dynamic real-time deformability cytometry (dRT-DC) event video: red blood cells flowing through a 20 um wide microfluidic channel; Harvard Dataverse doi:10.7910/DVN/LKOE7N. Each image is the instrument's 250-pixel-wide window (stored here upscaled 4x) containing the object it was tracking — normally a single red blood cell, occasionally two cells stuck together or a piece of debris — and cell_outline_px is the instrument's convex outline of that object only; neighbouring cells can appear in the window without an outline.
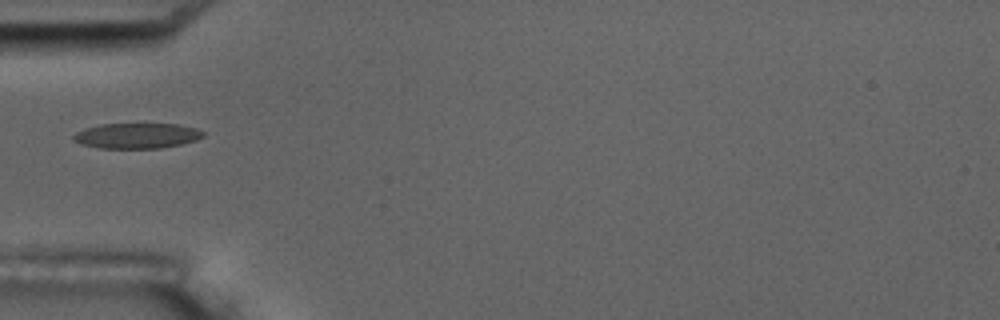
{"species": "common noctule bat (a hibernating species)", "species_latin": "Nyctalus noctula", "temperature_condition": "room temperature", "stored_images_in_passage": 1, "camera_frame_rate_fps": 3000, "um_per_image_px": 0.085, "animal": {"sex": "male", "body_mass_g": 17.5, "forearm_length_mm": 52.3}, "frame": {"image": 1, "passage_image": 1, "time_ms": 0.0, "image_size_px": [1000, 320], "cell_outline_px": [[204, 136], [196, 140], [180, 144], [160, 148], [100, 148], [80, 144], [72, 140], [72, 136], [76, 132], [84, 128], [100, 124], [180, 124], [196, 128], [204, 132]], "centroid_in_image_um": [11.6, 11.53], "position_along_channel_um": 73.4, "area_um2": 19.25}}